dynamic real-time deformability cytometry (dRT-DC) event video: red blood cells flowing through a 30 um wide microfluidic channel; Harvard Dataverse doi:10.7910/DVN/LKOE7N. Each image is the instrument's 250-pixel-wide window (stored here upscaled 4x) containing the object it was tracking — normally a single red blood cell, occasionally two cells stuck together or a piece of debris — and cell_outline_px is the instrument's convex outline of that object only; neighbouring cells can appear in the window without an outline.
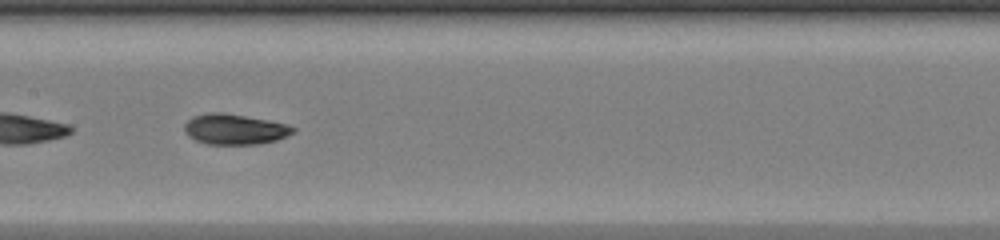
{"species": "common noctule bat (a hibernating species)", "species_latin": "Nyctalus noctula", "temperature_condition": "warm", "stored_images_in_passage": 32, "camera_frame_rate_fps": 3000, "um_per_image_px": 0.085, "animal": {"sex": "female", "body_mass_g": 20.0, "forearm_length_mm": 54.0}, "frame": {"image": 1, "passage_image": 10, "time_ms": 3.0, "image_size_px": [1000, 240], "cell_outline_px": [[296, 132], [288, 136], [276, 140], [256, 144], [204, 144], [188, 136], [184, 132], [184, 124], [192, 116], [208, 112], [224, 112], [268, 120], [288, 124], [296, 128]], "centroid_in_image_um": [19.95, 10.98], "position_along_channel_um": 187.5, "area_um2": 19.54}}
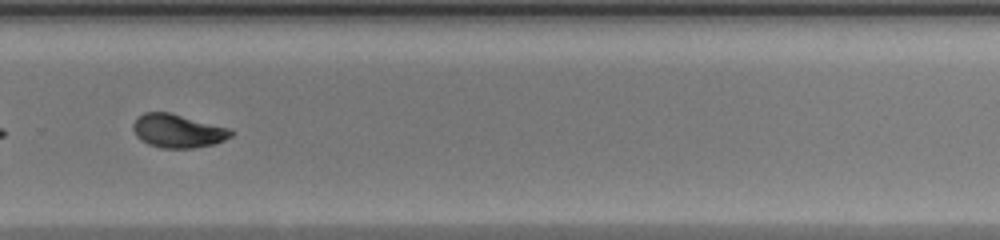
{"frame": {"image": 2, "passage_image": 19, "time_ms": 6.0, "image_size_px": [1000, 240], "cell_outline_px": [[236, 132], [232, 136], [224, 140], [212, 144], [192, 148], [160, 148], [148, 144], [140, 140], [136, 136], [132, 128], [132, 124], [144, 112], [168, 112], [232, 128]], "centroid_in_image_um": [15.14, 11.13], "position_along_channel_um": 314.7, "area_um2": 19.25}, "authors_computed_cell_mechanics": {"area_um2": 18.9584, "velocity_mm_per_s": 4.2442, "shape_relaxation_time_tau1_ms": 5.5074, "shape_relaxation_time_tau2_ms": 1.782, "deformation_change_tau1": 0.2038, "deformation_change_tau2": 0.0652}}